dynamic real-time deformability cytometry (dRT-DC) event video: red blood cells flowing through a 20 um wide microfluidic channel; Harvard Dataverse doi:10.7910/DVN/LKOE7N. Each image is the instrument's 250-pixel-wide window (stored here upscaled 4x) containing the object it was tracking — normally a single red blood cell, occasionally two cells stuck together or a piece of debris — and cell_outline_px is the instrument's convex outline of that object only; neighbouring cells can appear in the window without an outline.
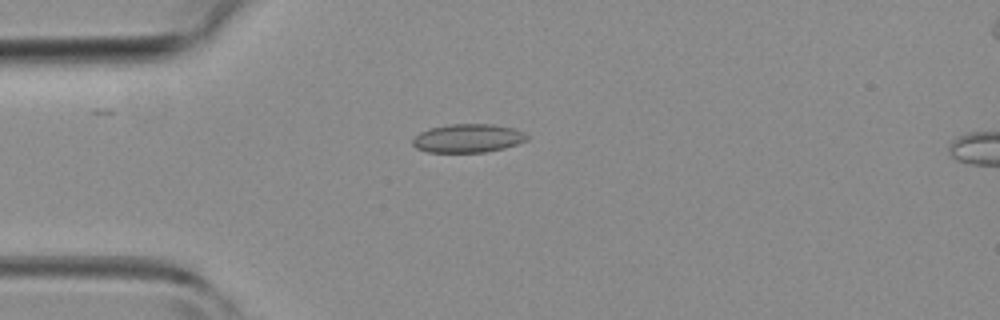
{"species": "common noctule bat (a hibernating species)", "species_latin": "Nyctalus noctula", "temperature_condition": "room temperature", "stored_images_in_passage": 4, "camera_frame_rate_fps": 3000, "um_per_image_px": 0.085, "animal": {"sex": "female", "body_mass_g": 19.3, "forearm_length_mm": 54.1}, "frame": {"image": 1, "passage_image": 3, "time_ms": 2.333, "image_size_px": [1000, 320], "cell_outline_px": [[528, 140], [504, 148], [484, 152], [428, 152], [416, 148], [412, 144], [412, 140], [420, 132], [428, 128], [448, 124], [496, 124], [512, 128], [524, 132], [528, 136]], "centroid_in_image_um": [39.76, 11.74], "position_along_channel_um": 45.2, "area_um2": 19.07}}